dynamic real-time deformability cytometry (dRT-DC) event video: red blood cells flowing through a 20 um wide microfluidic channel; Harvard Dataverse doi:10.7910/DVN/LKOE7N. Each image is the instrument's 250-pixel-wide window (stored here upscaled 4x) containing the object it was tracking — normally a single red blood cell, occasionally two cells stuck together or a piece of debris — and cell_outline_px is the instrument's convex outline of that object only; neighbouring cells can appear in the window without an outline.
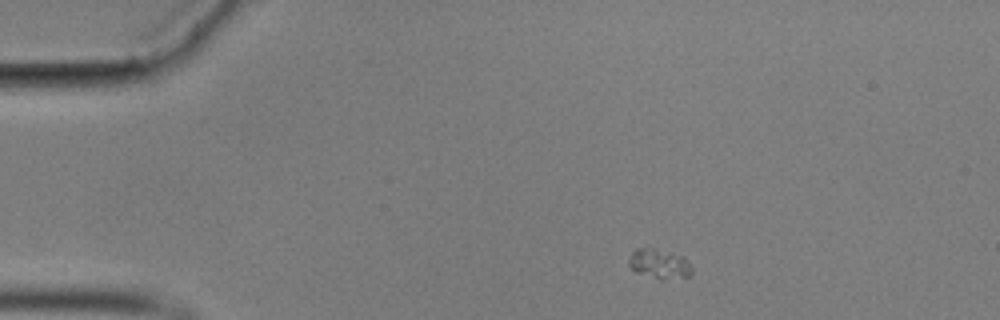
{"species": "common noctule bat (a hibernating species)", "species_latin": "Nyctalus noctula", "temperature_condition": "cold", "stored_images_in_passage": 48, "camera_frame_rate_fps": 3000, "um_per_image_px": 0.085, "animal": {"sex": "male", "body_mass_g": 17.9}, "frame": {"image": 1, "passage_image": 1, "time_ms": 0.0, "image_size_px": [1000, 320], "cell_outline_px": [[692, 276], [660, 280], [636, 272], [628, 264], [628, 260], [632, 252], [636, 248], [652, 248], [684, 256], [688, 260], [692, 268]], "centroid_in_image_um": [56.07, 22.44], "position_along_channel_um": 28.9, "area_um2": 10.98}}
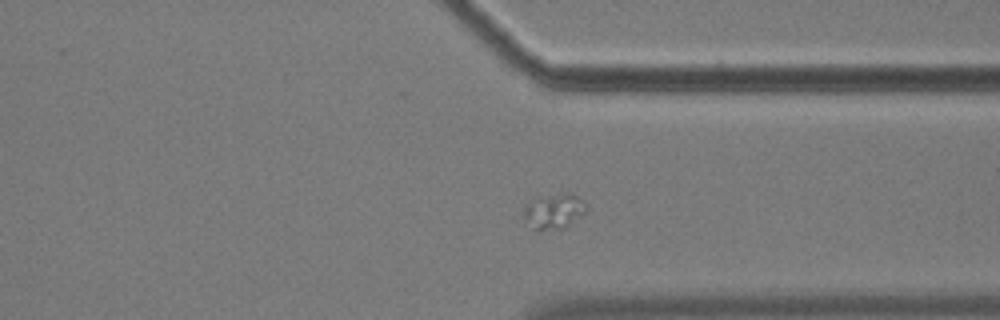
{"frame": {"image": 2, "passage_image": 35, "time_ms": 11.333, "image_size_px": [1000, 320], "cell_outline_px": [[588, 208], [580, 216], [564, 228], [532, 228], [524, 220], [524, 208], [532, 200], [552, 196], [576, 196], [588, 204]], "centroid_in_image_um": [47.09, 17.99], "position_along_channel_um": 364.3, "area_um2": 11.85}}
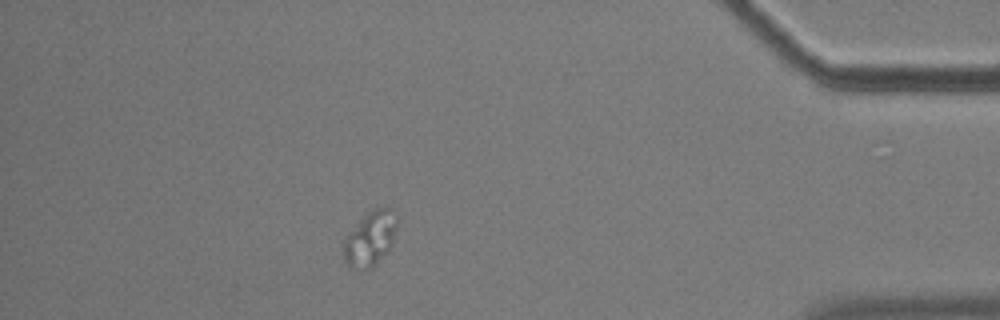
{"frame": {"image": 3, "passage_image": 42, "time_ms": 13.667, "image_size_px": [1000, 320], "cell_outline_px": [[396, 228], [392, 244], [388, 252], [372, 268], [348, 268], [344, 260], [344, 236], [368, 212], [376, 208], [392, 208], [396, 216]], "centroid_in_image_um": [31.46, 20.3], "position_along_channel_um": 403.7, "area_um2": 16.99}}